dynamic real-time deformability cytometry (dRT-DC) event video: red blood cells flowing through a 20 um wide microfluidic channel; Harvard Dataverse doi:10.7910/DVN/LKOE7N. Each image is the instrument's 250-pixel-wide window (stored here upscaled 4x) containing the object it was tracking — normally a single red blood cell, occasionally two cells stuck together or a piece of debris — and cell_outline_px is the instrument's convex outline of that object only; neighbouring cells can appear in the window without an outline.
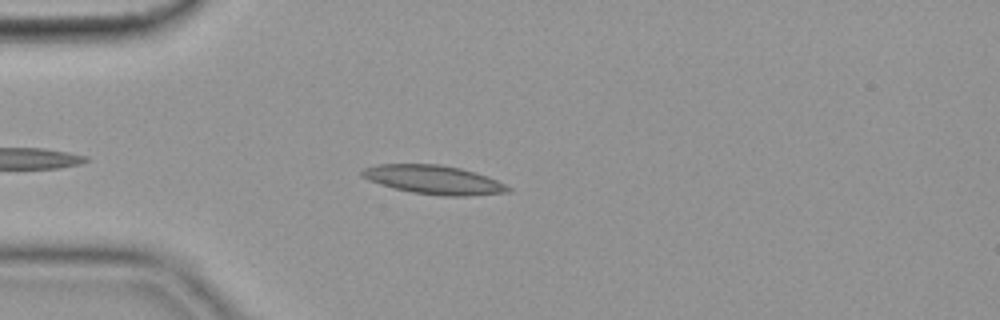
{"species": "common noctule bat (a hibernating species)", "species_latin": "Nyctalus noctula", "temperature_condition": "cold", "stored_images_in_passage": 44, "camera_frame_rate_fps": 3000, "um_per_image_px": 0.085, "animal": {"sex": "female", "body_mass_g": 19.9}, "frame": {"image": 1, "passage_image": 6, "time_ms": 1.667, "image_size_px": [1000, 320], "cell_outline_px": [[512, 192], [468, 196], [440, 196], [412, 192], [392, 188], [368, 180], [360, 176], [360, 172], [364, 168], [376, 164], [440, 164], [460, 168], [488, 176], [512, 188]], "centroid_in_image_um": [36.86, 15.28], "position_along_channel_um": 48.1, "area_um2": 24.74}}
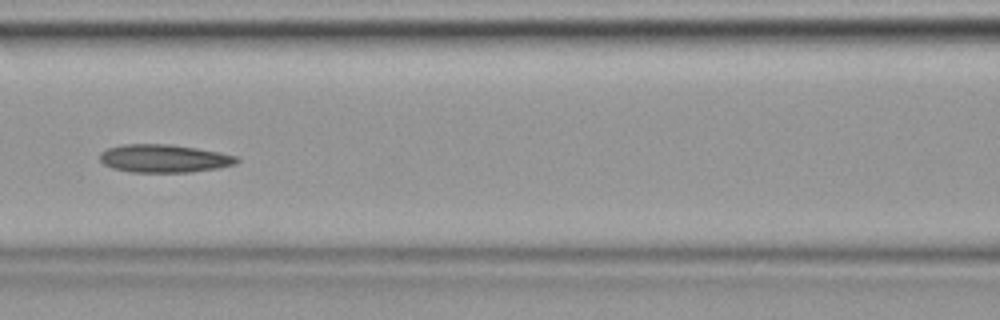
{"frame": {"image": 2, "passage_image": 16, "time_ms": 5.0, "image_size_px": [1000, 320], "cell_outline_px": [[240, 160], [236, 164], [216, 168], [192, 172], [132, 172], [112, 168], [104, 164], [100, 160], [100, 152], [108, 148], [124, 144], [168, 144], [196, 148], [220, 152], [236, 156]], "centroid_in_image_um": [13.94, 13.47], "position_along_channel_um": 152.7, "area_um2": 22.31}}
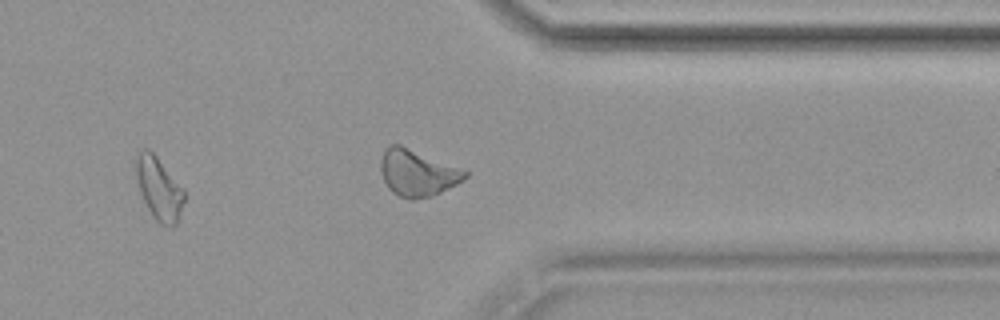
{"frame": {"image": 3, "passage_image": 35, "time_ms": 11.333, "image_size_px": [1000, 320], "cell_outline_px": [[184, 200], [176, 224], [172, 228], [160, 224], [152, 216], [140, 192], [136, 176], [136, 156], [140, 148], [148, 148], [156, 156], [184, 188]], "centroid_in_image_um": [13.51, 16.02], "position_along_channel_um": 397.9, "area_um2": 17.57}}